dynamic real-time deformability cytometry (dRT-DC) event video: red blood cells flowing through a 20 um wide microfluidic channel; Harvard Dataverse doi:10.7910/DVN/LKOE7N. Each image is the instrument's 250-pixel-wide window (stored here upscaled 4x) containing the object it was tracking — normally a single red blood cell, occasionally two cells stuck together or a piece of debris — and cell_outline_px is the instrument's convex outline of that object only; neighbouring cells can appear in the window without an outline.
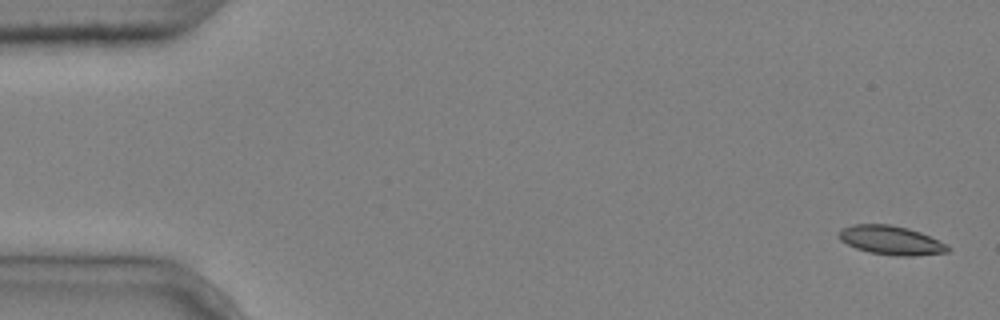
{"species": "common noctule bat (a hibernating species)", "species_latin": "Nyctalus noctula", "temperature_condition": "cold", "stored_images_in_passage": 5, "camera_frame_rate_fps": 3000, "um_per_image_px": 0.085, "animal": {"sex": "male", "body_mass_g": 20.4}, "frame": {"image": 1, "passage_image": 1, "time_ms": 0.0, "image_size_px": [1000, 320], "cell_outline_px": [[952, 248], [948, 252], [916, 256], [896, 256], [868, 252], [856, 248], [840, 240], [840, 232], [844, 228], [852, 224], [888, 224], [908, 228], [920, 232], [948, 244]], "centroid_in_image_um": [75.8, 20.43], "position_along_channel_um": 9.2, "area_um2": 18.38}}
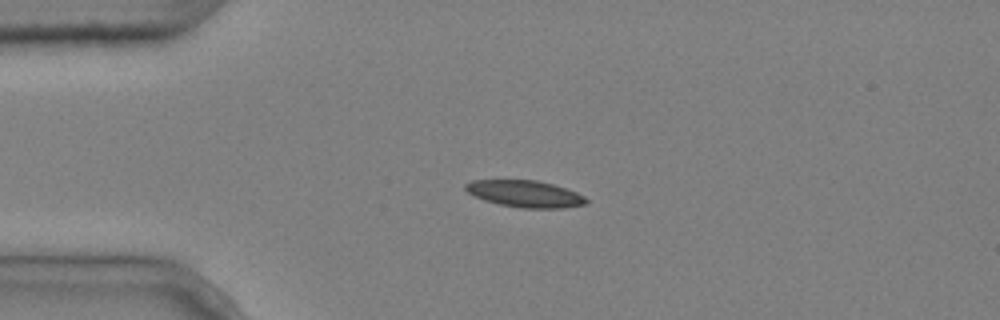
{"frame": {"image": 2, "passage_image": 4, "time_ms": 1.0, "image_size_px": [1000, 320], "cell_outline_px": [[588, 204], [564, 208], [520, 208], [500, 204], [484, 200], [468, 192], [464, 188], [464, 184], [472, 180], [536, 180], [552, 184], [576, 192], [584, 196], [588, 200]], "centroid_in_image_um": [44.64, 16.48], "position_along_channel_um": 40.4, "area_um2": 18.79}}